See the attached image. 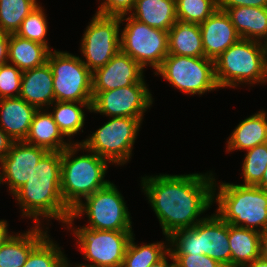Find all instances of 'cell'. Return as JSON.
<instances>
[{
	"mask_svg": "<svg viewBox=\"0 0 267 267\" xmlns=\"http://www.w3.org/2000/svg\"><path fill=\"white\" fill-rule=\"evenodd\" d=\"M212 173L142 177V189L149 199L163 234L192 228L204 218H199L213 203L215 178ZM199 218V219H197Z\"/></svg>",
	"mask_w": 267,
	"mask_h": 267,
	"instance_id": "1",
	"label": "cell"
},
{
	"mask_svg": "<svg viewBox=\"0 0 267 267\" xmlns=\"http://www.w3.org/2000/svg\"><path fill=\"white\" fill-rule=\"evenodd\" d=\"M61 156L62 151H48L28 181L13 194L22 208V216L33 218L36 225L40 226L41 217L54 218L65 224L71 215L72 210L61 195Z\"/></svg>",
	"mask_w": 267,
	"mask_h": 267,
	"instance_id": "2",
	"label": "cell"
},
{
	"mask_svg": "<svg viewBox=\"0 0 267 267\" xmlns=\"http://www.w3.org/2000/svg\"><path fill=\"white\" fill-rule=\"evenodd\" d=\"M79 149L80 144L73 142L62 151L61 156V195L71 210L82 198L85 199L110 182L104 180L108 161L91 151L90 154L75 157Z\"/></svg>",
	"mask_w": 267,
	"mask_h": 267,
	"instance_id": "3",
	"label": "cell"
},
{
	"mask_svg": "<svg viewBox=\"0 0 267 267\" xmlns=\"http://www.w3.org/2000/svg\"><path fill=\"white\" fill-rule=\"evenodd\" d=\"M216 184L213 186V200L218 203L216 213L232 226L263 233L267 226V190L222 182L215 194Z\"/></svg>",
	"mask_w": 267,
	"mask_h": 267,
	"instance_id": "4",
	"label": "cell"
},
{
	"mask_svg": "<svg viewBox=\"0 0 267 267\" xmlns=\"http://www.w3.org/2000/svg\"><path fill=\"white\" fill-rule=\"evenodd\" d=\"M219 88L267 82V53L263 42L240 38L214 60Z\"/></svg>",
	"mask_w": 267,
	"mask_h": 267,
	"instance_id": "5",
	"label": "cell"
},
{
	"mask_svg": "<svg viewBox=\"0 0 267 267\" xmlns=\"http://www.w3.org/2000/svg\"><path fill=\"white\" fill-rule=\"evenodd\" d=\"M229 223L217 213L205 217L192 228L175 231L169 236L172 254H205L224 267H231Z\"/></svg>",
	"mask_w": 267,
	"mask_h": 267,
	"instance_id": "6",
	"label": "cell"
},
{
	"mask_svg": "<svg viewBox=\"0 0 267 267\" xmlns=\"http://www.w3.org/2000/svg\"><path fill=\"white\" fill-rule=\"evenodd\" d=\"M117 187L109 182L92 195L86 197L72 209L67 218L68 229L73 224L74 218L86 214L89 225L85 227L95 230L132 231V221L128 207Z\"/></svg>",
	"mask_w": 267,
	"mask_h": 267,
	"instance_id": "7",
	"label": "cell"
},
{
	"mask_svg": "<svg viewBox=\"0 0 267 267\" xmlns=\"http://www.w3.org/2000/svg\"><path fill=\"white\" fill-rule=\"evenodd\" d=\"M141 123L139 118L112 117L91 136L79 142L80 149L94 152L108 163L123 165L131 158Z\"/></svg>",
	"mask_w": 267,
	"mask_h": 267,
	"instance_id": "8",
	"label": "cell"
},
{
	"mask_svg": "<svg viewBox=\"0 0 267 267\" xmlns=\"http://www.w3.org/2000/svg\"><path fill=\"white\" fill-rule=\"evenodd\" d=\"M155 75H162L173 87L185 94L202 95L218 89L214 61L204 57L168 54Z\"/></svg>",
	"mask_w": 267,
	"mask_h": 267,
	"instance_id": "9",
	"label": "cell"
},
{
	"mask_svg": "<svg viewBox=\"0 0 267 267\" xmlns=\"http://www.w3.org/2000/svg\"><path fill=\"white\" fill-rule=\"evenodd\" d=\"M47 63L53 74L55 101L93 102L92 72L79 56L51 50Z\"/></svg>",
	"mask_w": 267,
	"mask_h": 267,
	"instance_id": "10",
	"label": "cell"
},
{
	"mask_svg": "<svg viewBox=\"0 0 267 267\" xmlns=\"http://www.w3.org/2000/svg\"><path fill=\"white\" fill-rule=\"evenodd\" d=\"M127 21L120 33V50L129 55L143 69L150 65L155 71L161 66L168 52V31L152 28L131 16H120Z\"/></svg>",
	"mask_w": 267,
	"mask_h": 267,
	"instance_id": "11",
	"label": "cell"
},
{
	"mask_svg": "<svg viewBox=\"0 0 267 267\" xmlns=\"http://www.w3.org/2000/svg\"><path fill=\"white\" fill-rule=\"evenodd\" d=\"M74 235L84 255L91 264L75 267H121L132 231L95 230L85 226L76 228Z\"/></svg>",
	"mask_w": 267,
	"mask_h": 267,
	"instance_id": "12",
	"label": "cell"
},
{
	"mask_svg": "<svg viewBox=\"0 0 267 267\" xmlns=\"http://www.w3.org/2000/svg\"><path fill=\"white\" fill-rule=\"evenodd\" d=\"M120 17L95 13L81 41L82 62L94 72L120 50Z\"/></svg>",
	"mask_w": 267,
	"mask_h": 267,
	"instance_id": "13",
	"label": "cell"
},
{
	"mask_svg": "<svg viewBox=\"0 0 267 267\" xmlns=\"http://www.w3.org/2000/svg\"><path fill=\"white\" fill-rule=\"evenodd\" d=\"M153 98L144 78L139 83L113 90L93 92L91 112L109 117L143 119V114L152 105Z\"/></svg>",
	"mask_w": 267,
	"mask_h": 267,
	"instance_id": "14",
	"label": "cell"
},
{
	"mask_svg": "<svg viewBox=\"0 0 267 267\" xmlns=\"http://www.w3.org/2000/svg\"><path fill=\"white\" fill-rule=\"evenodd\" d=\"M47 152L45 148L24 141L14 142L8 154L0 161V184L7 181L10 193L14 194L28 181L33 169Z\"/></svg>",
	"mask_w": 267,
	"mask_h": 267,
	"instance_id": "15",
	"label": "cell"
},
{
	"mask_svg": "<svg viewBox=\"0 0 267 267\" xmlns=\"http://www.w3.org/2000/svg\"><path fill=\"white\" fill-rule=\"evenodd\" d=\"M143 68L119 50L103 67L92 72V92H102L139 83Z\"/></svg>",
	"mask_w": 267,
	"mask_h": 267,
	"instance_id": "16",
	"label": "cell"
},
{
	"mask_svg": "<svg viewBox=\"0 0 267 267\" xmlns=\"http://www.w3.org/2000/svg\"><path fill=\"white\" fill-rule=\"evenodd\" d=\"M199 25L205 57L213 61L240 39L228 14L219 8Z\"/></svg>",
	"mask_w": 267,
	"mask_h": 267,
	"instance_id": "17",
	"label": "cell"
},
{
	"mask_svg": "<svg viewBox=\"0 0 267 267\" xmlns=\"http://www.w3.org/2000/svg\"><path fill=\"white\" fill-rule=\"evenodd\" d=\"M19 97L37 109L53 105V74L47 62L40 67L23 71Z\"/></svg>",
	"mask_w": 267,
	"mask_h": 267,
	"instance_id": "18",
	"label": "cell"
},
{
	"mask_svg": "<svg viewBox=\"0 0 267 267\" xmlns=\"http://www.w3.org/2000/svg\"><path fill=\"white\" fill-rule=\"evenodd\" d=\"M37 108L20 97L0 101V127L15 141H24Z\"/></svg>",
	"mask_w": 267,
	"mask_h": 267,
	"instance_id": "19",
	"label": "cell"
},
{
	"mask_svg": "<svg viewBox=\"0 0 267 267\" xmlns=\"http://www.w3.org/2000/svg\"><path fill=\"white\" fill-rule=\"evenodd\" d=\"M36 225L23 234L11 235L0 247V267H23L30 252L48 235Z\"/></svg>",
	"mask_w": 267,
	"mask_h": 267,
	"instance_id": "20",
	"label": "cell"
},
{
	"mask_svg": "<svg viewBox=\"0 0 267 267\" xmlns=\"http://www.w3.org/2000/svg\"><path fill=\"white\" fill-rule=\"evenodd\" d=\"M47 109H37L30 130L24 142L30 145L45 148L48 151L61 152L72 143L64 141L57 124Z\"/></svg>",
	"mask_w": 267,
	"mask_h": 267,
	"instance_id": "21",
	"label": "cell"
},
{
	"mask_svg": "<svg viewBox=\"0 0 267 267\" xmlns=\"http://www.w3.org/2000/svg\"><path fill=\"white\" fill-rule=\"evenodd\" d=\"M225 12L240 38L267 42V8L233 7Z\"/></svg>",
	"mask_w": 267,
	"mask_h": 267,
	"instance_id": "22",
	"label": "cell"
},
{
	"mask_svg": "<svg viewBox=\"0 0 267 267\" xmlns=\"http://www.w3.org/2000/svg\"><path fill=\"white\" fill-rule=\"evenodd\" d=\"M132 11L129 16L164 31H169L177 21L175 0H136Z\"/></svg>",
	"mask_w": 267,
	"mask_h": 267,
	"instance_id": "23",
	"label": "cell"
},
{
	"mask_svg": "<svg viewBox=\"0 0 267 267\" xmlns=\"http://www.w3.org/2000/svg\"><path fill=\"white\" fill-rule=\"evenodd\" d=\"M266 111L257 113L244 119L236 126L227 142V152L233 150H249L259 144L267 142Z\"/></svg>",
	"mask_w": 267,
	"mask_h": 267,
	"instance_id": "24",
	"label": "cell"
},
{
	"mask_svg": "<svg viewBox=\"0 0 267 267\" xmlns=\"http://www.w3.org/2000/svg\"><path fill=\"white\" fill-rule=\"evenodd\" d=\"M50 51L43 44L9 34L8 63L11 61L22 72L44 65Z\"/></svg>",
	"mask_w": 267,
	"mask_h": 267,
	"instance_id": "25",
	"label": "cell"
},
{
	"mask_svg": "<svg viewBox=\"0 0 267 267\" xmlns=\"http://www.w3.org/2000/svg\"><path fill=\"white\" fill-rule=\"evenodd\" d=\"M168 52L180 56L204 57L200 25L176 21L168 31Z\"/></svg>",
	"mask_w": 267,
	"mask_h": 267,
	"instance_id": "26",
	"label": "cell"
},
{
	"mask_svg": "<svg viewBox=\"0 0 267 267\" xmlns=\"http://www.w3.org/2000/svg\"><path fill=\"white\" fill-rule=\"evenodd\" d=\"M262 233L229 224L231 267H245L259 257V239Z\"/></svg>",
	"mask_w": 267,
	"mask_h": 267,
	"instance_id": "27",
	"label": "cell"
},
{
	"mask_svg": "<svg viewBox=\"0 0 267 267\" xmlns=\"http://www.w3.org/2000/svg\"><path fill=\"white\" fill-rule=\"evenodd\" d=\"M53 104V112L50 113L64 137L71 138L80 130L83 132L85 114L81 107L91 112L92 102L55 101Z\"/></svg>",
	"mask_w": 267,
	"mask_h": 267,
	"instance_id": "28",
	"label": "cell"
},
{
	"mask_svg": "<svg viewBox=\"0 0 267 267\" xmlns=\"http://www.w3.org/2000/svg\"><path fill=\"white\" fill-rule=\"evenodd\" d=\"M133 237H131L127 246L121 267H149L169 252V247L166 248L164 242L138 246L135 244V238Z\"/></svg>",
	"mask_w": 267,
	"mask_h": 267,
	"instance_id": "29",
	"label": "cell"
},
{
	"mask_svg": "<svg viewBox=\"0 0 267 267\" xmlns=\"http://www.w3.org/2000/svg\"><path fill=\"white\" fill-rule=\"evenodd\" d=\"M38 5L36 0H0V31L16 33L25 17Z\"/></svg>",
	"mask_w": 267,
	"mask_h": 267,
	"instance_id": "30",
	"label": "cell"
},
{
	"mask_svg": "<svg viewBox=\"0 0 267 267\" xmlns=\"http://www.w3.org/2000/svg\"><path fill=\"white\" fill-rule=\"evenodd\" d=\"M47 235L29 254L23 267H68L67 257Z\"/></svg>",
	"mask_w": 267,
	"mask_h": 267,
	"instance_id": "31",
	"label": "cell"
},
{
	"mask_svg": "<svg viewBox=\"0 0 267 267\" xmlns=\"http://www.w3.org/2000/svg\"><path fill=\"white\" fill-rule=\"evenodd\" d=\"M177 21L200 24L218 9V0H175Z\"/></svg>",
	"mask_w": 267,
	"mask_h": 267,
	"instance_id": "32",
	"label": "cell"
},
{
	"mask_svg": "<svg viewBox=\"0 0 267 267\" xmlns=\"http://www.w3.org/2000/svg\"><path fill=\"white\" fill-rule=\"evenodd\" d=\"M267 168V142L259 144L249 150L242 164L244 184L257 186Z\"/></svg>",
	"mask_w": 267,
	"mask_h": 267,
	"instance_id": "33",
	"label": "cell"
},
{
	"mask_svg": "<svg viewBox=\"0 0 267 267\" xmlns=\"http://www.w3.org/2000/svg\"><path fill=\"white\" fill-rule=\"evenodd\" d=\"M45 15L42 7L38 5L25 17L15 34L22 38L43 44L50 50L51 48H49L48 42L45 39L48 29L47 16Z\"/></svg>",
	"mask_w": 267,
	"mask_h": 267,
	"instance_id": "34",
	"label": "cell"
},
{
	"mask_svg": "<svg viewBox=\"0 0 267 267\" xmlns=\"http://www.w3.org/2000/svg\"><path fill=\"white\" fill-rule=\"evenodd\" d=\"M22 74L23 72L11 63L0 66V95L2 98L19 97Z\"/></svg>",
	"mask_w": 267,
	"mask_h": 267,
	"instance_id": "35",
	"label": "cell"
},
{
	"mask_svg": "<svg viewBox=\"0 0 267 267\" xmlns=\"http://www.w3.org/2000/svg\"><path fill=\"white\" fill-rule=\"evenodd\" d=\"M99 6L97 14L105 16H123L130 14L136 0H103Z\"/></svg>",
	"mask_w": 267,
	"mask_h": 267,
	"instance_id": "36",
	"label": "cell"
},
{
	"mask_svg": "<svg viewBox=\"0 0 267 267\" xmlns=\"http://www.w3.org/2000/svg\"><path fill=\"white\" fill-rule=\"evenodd\" d=\"M180 267H224L205 254H172Z\"/></svg>",
	"mask_w": 267,
	"mask_h": 267,
	"instance_id": "37",
	"label": "cell"
},
{
	"mask_svg": "<svg viewBox=\"0 0 267 267\" xmlns=\"http://www.w3.org/2000/svg\"><path fill=\"white\" fill-rule=\"evenodd\" d=\"M244 6L267 8V0H218V8L223 11L228 8Z\"/></svg>",
	"mask_w": 267,
	"mask_h": 267,
	"instance_id": "38",
	"label": "cell"
},
{
	"mask_svg": "<svg viewBox=\"0 0 267 267\" xmlns=\"http://www.w3.org/2000/svg\"><path fill=\"white\" fill-rule=\"evenodd\" d=\"M15 141L0 127V161L8 154Z\"/></svg>",
	"mask_w": 267,
	"mask_h": 267,
	"instance_id": "39",
	"label": "cell"
},
{
	"mask_svg": "<svg viewBox=\"0 0 267 267\" xmlns=\"http://www.w3.org/2000/svg\"><path fill=\"white\" fill-rule=\"evenodd\" d=\"M9 34L0 31V66L8 63Z\"/></svg>",
	"mask_w": 267,
	"mask_h": 267,
	"instance_id": "40",
	"label": "cell"
},
{
	"mask_svg": "<svg viewBox=\"0 0 267 267\" xmlns=\"http://www.w3.org/2000/svg\"><path fill=\"white\" fill-rule=\"evenodd\" d=\"M259 258L267 260V237L263 233L259 239Z\"/></svg>",
	"mask_w": 267,
	"mask_h": 267,
	"instance_id": "41",
	"label": "cell"
},
{
	"mask_svg": "<svg viewBox=\"0 0 267 267\" xmlns=\"http://www.w3.org/2000/svg\"><path fill=\"white\" fill-rule=\"evenodd\" d=\"M8 223L5 220H0V247L12 235L8 234Z\"/></svg>",
	"mask_w": 267,
	"mask_h": 267,
	"instance_id": "42",
	"label": "cell"
},
{
	"mask_svg": "<svg viewBox=\"0 0 267 267\" xmlns=\"http://www.w3.org/2000/svg\"><path fill=\"white\" fill-rule=\"evenodd\" d=\"M245 267H267V260H262L258 257L252 263L247 264Z\"/></svg>",
	"mask_w": 267,
	"mask_h": 267,
	"instance_id": "43",
	"label": "cell"
},
{
	"mask_svg": "<svg viewBox=\"0 0 267 267\" xmlns=\"http://www.w3.org/2000/svg\"><path fill=\"white\" fill-rule=\"evenodd\" d=\"M168 264V257L165 255L162 259H160L158 262L150 265L149 267H169Z\"/></svg>",
	"mask_w": 267,
	"mask_h": 267,
	"instance_id": "44",
	"label": "cell"
},
{
	"mask_svg": "<svg viewBox=\"0 0 267 267\" xmlns=\"http://www.w3.org/2000/svg\"><path fill=\"white\" fill-rule=\"evenodd\" d=\"M259 188L267 190V168L262 176L261 182L257 185Z\"/></svg>",
	"mask_w": 267,
	"mask_h": 267,
	"instance_id": "45",
	"label": "cell"
},
{
	"mask_svg": "<svg viewBox=\"0 0 267 267\" xmlns=\"http://www.w3.org/2000/svg\"><path fill=\"white\" fill-rule=\"evenodd\" d=\"M167 256L172 260L173 263L170 264L169 267H180L175 261H174V257L172 255V253L169 251L167 253Z\"/></svg>",
	"mask_w": 267,
	"mask_h": 267,
	"instance_id": "46",
	"label": "cell"
},
{
	"mask_svg": "<svg viewBox=\"0 0 267 267\" xmlns=\"http://www.w3.org/2000/svg\"><path fill=\"white\" fill-rule=\"evenodd\" d=\"M263 234L267 237V226H266V228H265Z\"/></svg>",
	"mask_w": 267,
	"mask_h": 267,
	"instance_id": "47",
	"label": "cell"
}]
</instances>
